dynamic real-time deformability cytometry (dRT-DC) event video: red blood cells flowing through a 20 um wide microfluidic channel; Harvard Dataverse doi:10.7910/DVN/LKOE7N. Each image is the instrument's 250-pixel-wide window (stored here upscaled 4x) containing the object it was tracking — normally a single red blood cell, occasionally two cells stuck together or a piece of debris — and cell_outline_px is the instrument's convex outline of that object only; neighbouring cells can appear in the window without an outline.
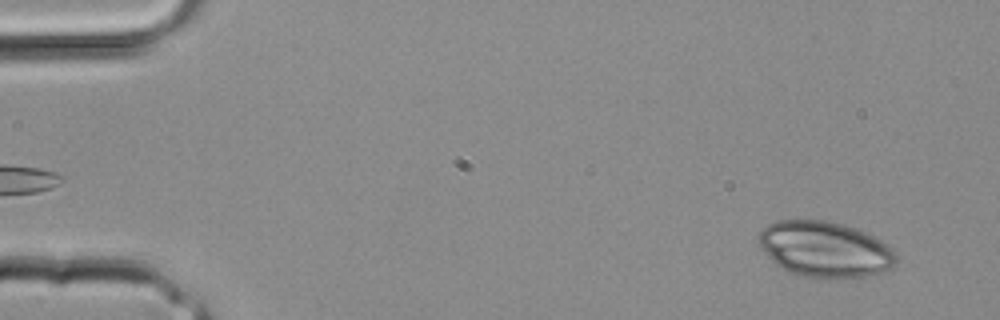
{"species": "common noctule bat (a hibernating species)", "species_latin": "Nyctalus noctula", "temperature_condition": "room temperature", "stored_images_in_passage": 32, "camera_frame_rate_fps": 3000, "um_per_image_px": 0.085, "animal": {"sex": "male", "body_mass_g": 20.4}, "frame": {"image": 1, "passage_image": 2, "time_ms": 0.333, "image_size_px": [1000, 320], "cell_outline_px": [[896, 264], [892, 268], [880, 272], [864, 276], [836, 280], [824, 280], [800, 276], [788, 272], [776, 264], [760, 248], [756, 236], [768, 224], [776, 220], [828, 220], [844, 224], [856, 228], [880, 240], [892, 248], [896, 256]], "centroid_in_image_um": [70.09, 21.21], "position_along_channel_um": 14.9, "area_um2": 45.37}}
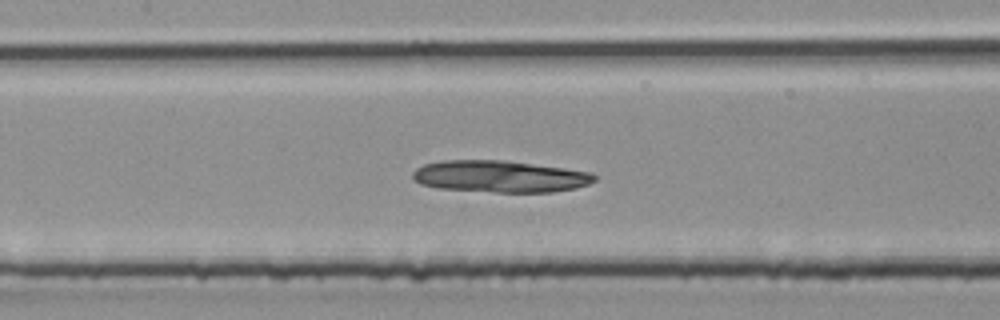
{"frame": {"image": 2, "passage_image": 15, "time_ms": 4.667, "image_size_px": [1000, 320], "cell_outline_px": [[596, 180], [588, 184], [576, 188], [552, 192], [496, 192], [440, 188], [420, 184], [412, 176], [412, 172], [416, 168], [424, 164], [440, 160], [504, 160], [564, 168], [592, 172], [596, 176]], "centroid_in_image_um": [42.5, 14.99], "position_along_channel_um": 164.9, "area_um2": 33.7}}
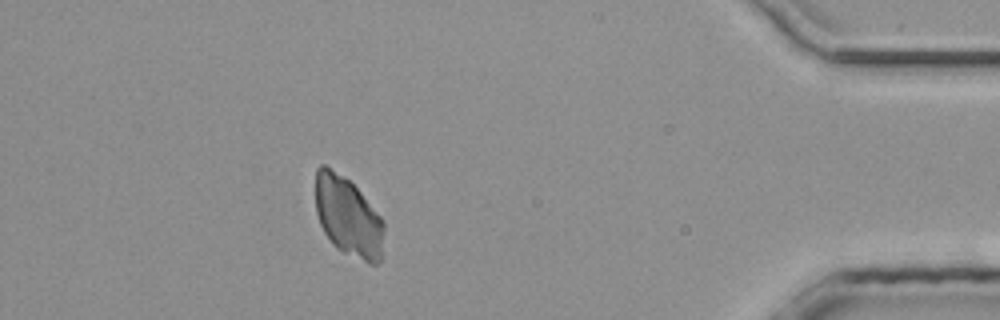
{"frame": {"image": 3, "passage_image": 29, "time_ms": 9.333, "image_size_px": [1000, 320], "cell_outline_px": [[384, 228], [380, 264], [368, 264], [336, 248], [332, 244], [324, 232], [320, 224], [316, 212], [316, 168], [320, 164], [324, 164], [348, 180], [360, 192], [380, 216], [384, 224]], "centroid_in_image_um": [29.58, 18.45], "position_along_channel_um": 405.6, "area_um2": 31.62}}